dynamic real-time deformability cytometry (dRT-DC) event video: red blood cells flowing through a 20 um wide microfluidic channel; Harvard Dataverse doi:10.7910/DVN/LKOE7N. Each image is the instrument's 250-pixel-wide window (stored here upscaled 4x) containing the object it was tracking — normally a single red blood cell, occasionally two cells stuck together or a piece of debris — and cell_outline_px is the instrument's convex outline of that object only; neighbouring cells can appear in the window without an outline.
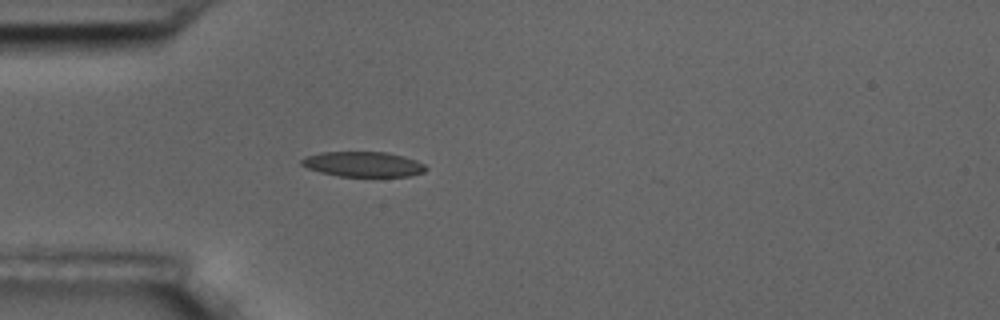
{"species": "common noctule bat (a hibernating species)", "species_latin": "Nyctalus noctula", "temperature_condition": "room temperature", "stored_images_in_passage": 2, "camera_frame_rate_fps": 3000, "um_per_image_px": 0.085, "animal": {"sex": "male", "body_mass_g": 17.5, "forearm_length_mm": 52.3}, "frame": {"image": 1, "passage_image": 2, "time_ms": 1.333, "image_size_px": [1000, 320], "cell_outline_px": [[428, 168], [424, 172], [408, 176], [340, 176], [320, 172], [308, 168], [300, 164], [300, 160], [308, 156], [320, 152], [388, 152], [404, 156], [416, 160], [424, 164]], "centroid_in_image_um": [30.89, 13.95], "position_along_channel_um": 54.1, "area_um2": 18.15}}